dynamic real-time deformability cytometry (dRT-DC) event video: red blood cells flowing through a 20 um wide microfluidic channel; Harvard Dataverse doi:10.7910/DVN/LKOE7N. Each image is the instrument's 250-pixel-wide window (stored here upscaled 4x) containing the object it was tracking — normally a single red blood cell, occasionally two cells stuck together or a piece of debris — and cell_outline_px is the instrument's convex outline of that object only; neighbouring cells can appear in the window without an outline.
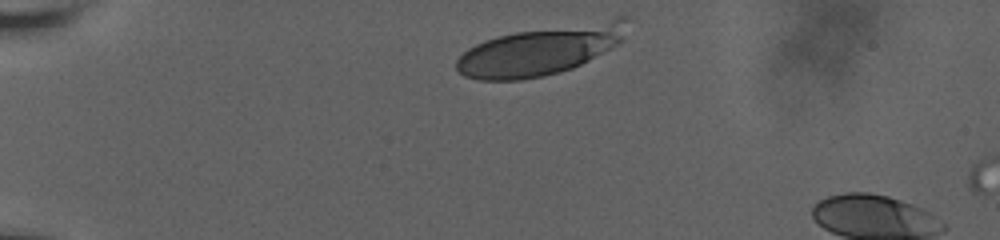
{"species": "human", "species_latin": "Homo sapiens", "temperature_condition": "room temperature", "stored_images_in_passage": 6, "camera_frame_rate_fps": 3000, "um_per_image_px": 0.085, "donor": {"sex": "male"}, "frame": {"image": 1, "passage_image": 1, "time_ms": 0.0, "image_size_px": [1000, 240], "cell_outline_px": [[628, 16], [624, 40], [620, 44], [572, 68], [544, 76], [520, 80], [480, 80], [464, 76], [456, 68], [456, 60], [468, 48], [484, 40], [496, 36], [516, 32], [616, 16]], "centroid_in_image_um": [46.0, 4.25], "position_along_channel_um": 39.0, "area_um2": 49.13}}